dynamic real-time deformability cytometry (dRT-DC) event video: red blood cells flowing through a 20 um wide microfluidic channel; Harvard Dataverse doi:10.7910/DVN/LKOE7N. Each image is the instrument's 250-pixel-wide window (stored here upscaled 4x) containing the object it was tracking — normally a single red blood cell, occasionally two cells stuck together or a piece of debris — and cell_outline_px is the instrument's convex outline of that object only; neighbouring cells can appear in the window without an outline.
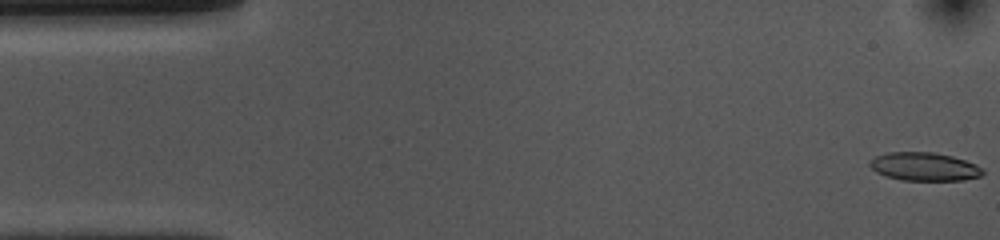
{"species": "common noctule bat (a hibernating species)", "species_latin": "Nyctalus noctula", "temperature_condition": "cold", "stored_images_in_passage": 13, "camera_frame_rate_fps": 3000, "um_per_image_px": 0.085, "animal": {"sex": "female", "body_mass_g": 10.0, "forearm_length_mm": 53.1}, "frame": {"image": 1, "passage_image": 1, "time_ms": 0.0, "image_size_px": [1000, 240], "cell_outline_px": [[984, 172], [980, 176], [964, 180], [900, 180], [876, 172], [868, 164], [876, 156], [888, 152], [936, 152], [952, 156], [976, 164]], "centroid_in_image_um": [78.57, 14.16], "position_along_channel_um": 6.4, "area_um2": 18.5}}
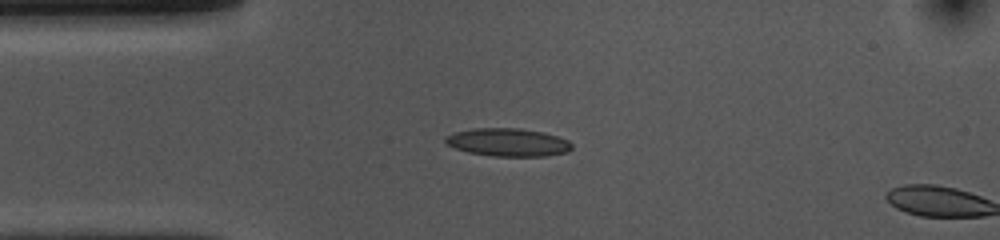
{"frame": {"image": 2, "passage_image": 12, "time_ms": 3.667, "image_size_px": [1000, 240], "cell_outline_px": [[572, 148], [568, 152], [544, 156], [492, 156], [468, 152], [456, 148], [448, 144], [444, 140], [444, 136], [456, 132], [472, 128], [520, 128], [544, 132], [568, 140], [572, 144]], "centroid_in_image_um": [43.19, 12.09], "position_along_channel_um": 41.8, "area_um2": 20.63}}